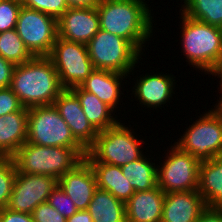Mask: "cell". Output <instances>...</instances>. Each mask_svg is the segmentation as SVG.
<instances>
[{
	"instance_id": "16",
	"label": "cell",
	"mask_w": 222,
	"mask_h": 222,
	"mask_svg": "<svg viewBox=\"0 0 222 222\" xmlns=\"http://www.w3.org/2000/svg\"><path fill=\"white\" fill-rule=\"evenodd\" d=\"M58 186L70 197L78 210L88 209L97 189L95 174L85 159L60 177Z\"/></svg>"
},
{
	"instance_id": "7",
	"label": "cell",
	"mask_w": 222,
	"mask_h": 222,
	"mask_svg": "<svg viewBox=\"0 0 222 222\" xmlns=\"http://www.w3.org/2000/svg\"><path fill=\"white\" fill-rule=\"evenodd\" d=\"M94 69L133 75L142 54L126 39L99 29L86 44ZM140 59V61H139Z\"/></svg>"
},
{
	"instance_id": "22",
	"label": "cell",
	"mask_w": 222,
	"mask_h": 222,
	"mask_svg": "<svg viewBox=\"0 0 222 222\" xmlns=\"http://www.w3.org/2000/svg\"><path fill=\"white\" fill-rule=\"evenodd\" d=\"M95 174L97 188L110 192L115 198L126 203L135 193L122 173L121 167L100 163L98 161H87Z\"/></svg>"
},
{
	"instance_id": "25",
	"label": "cell",
	"mask_w": 222,
	"mask_h": 222,
	"mask_svg": "<svg viewBox=\"0 0 222 222\" xmlns=\"http://www.w3.org/2000/svg\"><path fill=\"white\" fill-rule=\"evenodd\" d=\"M153 158H142L121 167L125 178L130 181L131 187L138 191H148L157 186V166L150 160ZM151 161V162H150Z\"/></svg>"
},
{
	"instance_id": "6",
	"label": "cell",
	"mask_w": 222,
	"mask_h": 222,
	"mask_svg": "<svg viewBox=\"0 0 222 222\" xmlns=\"http://www.w3.org/2000/svg\"><path fill=\"white\" fill-rule=\"evenodd\" d=\"M27 142L45 147H71L83 159L87 153L54 105L28 109Z\"/></svg>"
},
{
	"instance_id": "31",
	"label": "cell",
	"mask_w": 222,
	"mask_h": 222,
	"mask_svg": "<svg viewBox=\"0 0 222 222\" xmlns=\"http://www.w3.org/2000/svg\"><path fill=\"white\" fill-rule=\"evenodd\" d=\"M47 202L66 219L78 211L70 197L59 186L51 192Z\"/></svg>"
},
{
	"instance_id": "26",
	"label": "cell",
	"mask_w": 222,
	"mask_h": 222,
	"mask_svg": "<svg viewBox=\"0 0 222 222\" xmlns=\"http://www.w3.org/2000/svg\"><path fill=\"white\" fill-rule=\"evenodd\" d=\"M179 9L189 18L222 28V0H180Z\"/></svg>"
},
{
	"instance_id": "36",
	"label": "cell",
	"mask_w": 222,
	"mask_h": 222,
	"mask_svg": "<svg viewBox=\"0 0 222 222\" xmlns=\"http://www.w3.org/2000/svg\"><path fill=\"white\" fill-rule=\"evenodd\" d=\"M196 222H222V208L206 207Z\"/></svg>"
},
{
	"instance_id": "21",
	"label": "cell",
	"mask_w": 222,
	"mask_h": 222,
	"mask_svg": "<svg viewBox=\"0 0 222 222\" xmlns=\"http://www.w3.org/2000/svg\"><path fill=\"white\" fill-rule=\"evenodd\" d=\"M197 191L206 207L222 208V156L201 161Z\"/></svg>"
},
{
	"instance_id": "38",
	"label": "cell",
	"mask_w": 222,
	"mask_h": 222,
	"mask_svg": "<svg viewBox=\"0 0 222 222\" xmlns=\"http://www.w3.org/2000/svg\"><path fill=\"white\" fill-rule=\"evenodd\" d=\"M210 75H214L216 78H220L219 85H220V90L218 92H221V96L219 97L218 103L222 100V58L219 59L217 62L214 63V65L211 67V69L206 73Z\"/></svg>"
},
{
	"instance_id": "37",
	"label": "cell",
	"mask_w": 222,
	"mask_h": 222,
	"mask_svg": "<svg viewBox=\"0 0 222 222\" xmlns=\"http://www.w3.org/2000/svg\"><path fill=\"white\" fill-rule=\"evenodd\" d=\"M100 0H66L69 8H94Z\"/></svg>"
},
{
	"instance_id": "17",
	"label": "cell",
	"mask_w": 222,
	"mask_h": 222,
	"mask_svg": "<svg viewBox=\"0 0 222 222\" xmlns=\"http://www.w3.org/2000/svg\"><path fill=\"white\" fill-rule=\"evenodd\" d=\"M206 208L201 194L195 191L165 194L161 222H196Z\"/></svg>"
},
{
	"instance_id": "5",
	"label": "cell",
	"mask_w": 222,
	"mask_h": 222,
	"mask_svg": "<svg viewBox=\"0 0 222 222\" xmlns=\"http://www.w3.org/2000/svg\"><path fill=\"white\" fill-rule=\"evenodd\" d=\"M128 126L120 120L115 126L99 131L84 159L122 167L142 158L145 155L142 143L145 142L138 140L131 125Z\"/></svg>"
},
{
	"instance_id": "30",
	"label": "cell",
	"mask_w": 222,
	"mask_h": 222,
	"mask_svg": "<svg viewBox=\"0 0 222 222\" xmlns=\"http://www.w3.org/2000/svg\"><path fill=\"white\" fill-rule=\"evenodd\" d=\"M21 0H0V33L16 29Z\"/></svg>"
},
{
	"instance_id": "13",
	"label": "cell",
	"mask_w": 222,
	"mask_h": 222,
	"mask_svg": "<svg viewBox=\"0 0 222 222\" xmlns=\"http://www.w3.org/2000/svg\"><path fill=\"white\" fill-rule=\"evenodd\" d=\"M53 105L70 127L74 138L87 150L95 142L98 131L88 121L77 96L70 89H64Z\"/></svg>"
},
{
	"instance_id": "40",
	"label": "cell",
	"mask_w": 222,
	"mask_h": 222,
	"mask_svg": "<svg viewBox=\"0 0 222 222\" xmlns=\"http://www.w3.org/2000/svg\"><path fill=\"white\" fill-rule=\"evenodd\" d=\"M214 108H216L222 114V100L219 103H216Z\"/></svg>"
},
{
	"instance_id": "29",
	"label": "cell",
	"mask_w": 222,
	"mask_h": 222,
	"mask_svg": "<svg viewBox=\"0 0 222 222\" xmlns=\"http://www.w3.org/2000/svg\"><path fill=\"white\" fill-rule=\"evenodd\" d=\"M22 6L51 15L57 20L69 8L66 0H21Z\"/></svg>"
},
{
	"instance_id": "1",
	"label": "cell",
	"mask_w": 222,
	"mask_h": 222,
	"mask_svg": "<svg viewBox=\"0 0 222 222\" xmlns=\"http://www.w3.org/2000/svg\"><path fill=\"white\" fill-rule=\"evenodd\" d=\"M146 3L145 0H100L96 7L100 29L128 40L143 55L154 29L151 7Z\"/></svg>"
},
{
	"instance_id": "39",
	"label": "cell",
	"mask_w": 222,
	"mask_h": 222,
	"mask_svg": "<svg viewBox=\"0 0 222 222\" xmlns=\"http://www.w3.org/2000/svg\"><path fill=\"white\" fill-rule=\"evenodd\" d=\"M67 222H93V220L88 210H78L67 219Z\"/></svg>"
},
{
	"instance_id": "9",
	"label": "cell",
	"mask_w": 222,
	"mask_h": 222,
	"mask_svg": "<svg viewBox=\"0 0 222 222\" xmlns=\"http://www.w3.org/2000/svg\"><path fill=\"white\" fill-rule=\"evenodd\" d=\"M170 149L166 150L165 161L157 166V186L165 194L198 190L201 161L174 144Z\"/></svg>"
},
{
	"instance_id": "4",
	"label": "cell",
	"mask_w": 222,
	"mask_h": 222,
	"mask_svg": "<svg viewBox=\"0 0 222 222\" xmlns=\"http://www.w3.org/2000/svg\"><path fill=\"white\" fill-rule=\"evenodd\" d=\"M11 157L17 172L48 175L57 180L83 160L71 147H45L27 141Z\"/></svg>"
},
{
	"instance_id": "19",
	"label": "cell",
	"mask_w": 222,
	"mask_h": 222,
	"mask_svg": "<svg viewBox=\"0 0 222 222\" xmlns=\"http://www.w3.org/2000/svg\"><path fill=\"white\" fill-rule=\"evenodd\" d=\"M164 197L158 186L135 192L125 203L126 222H161Z\"/></svg>"
},
{
	"instance_id": "33",
	"label": "cell",
	"mask_w": 222,
	"mask_h": 222,
	"mask_svg": "<svg viewBox=\"0 0 222 222\" xmlns=\"http://www.w3.org/2000/svg\"><path fill=\"white\" fill-rule=\"evenodd\" d=\"M23 105L10 88H0V116L20 111Z\"/></svg>"
},
{
	"instance_id": "3",
	"label": "cell",
	"mask_w": 222,
	"mask_h": 222,
	"mask_svg": "<svg viewBox=\"0 0 222 222\" xmlns=\"http://www.w3.org/2000/svg\"><path fill=\"white\" fill-rule=\"evenodd\" d=\"M179 19L181 43L186 62L206 73L222 58V28L189 18L182 12Z\"/></svg>"
},
{
	"instance_id": "14",
	"label": "cell",
	"mask_w": 222,
	"mask_h": 222,
	"mask_svg": "<svg viewBox=\"0 0 222 222\" xmlns=\"http://www.w3.org/2000/svg\"><path fill=\"white\" fill-rule=\"evenodd\" d=\"M57 27L58 37L86 45L100 29L97 8H68Z\"/></svg>"
},
{
	"instance_id": "35",
	"label": "cell",
	"mask_w": 222,
	"mask_h": 222,
	"mask_svg": "<svg viewBox=\"0 0 222 222\" xmlns=\"http://www.w3.org/2000/svg\"><path fill=\"white\" fill-rule=\"evenodd\" d=\"M15 65L0 55V88H9Z\"/></svg>"
},
{
	"instance_id": "32",
	"label": "cell",
	"mask_w": 222,
	"mask_h": 222,
	"mask_svg": "<svg viewBox=\"0 0 222 222\" xmlns=\"http://www.w3.org/2000/svg\"><path fill=\"white\" fill-rule=\"evenodd\" d=\"M32 217L34 222H67V219L48 202L38 205L33 210Z\"/></svg>"
},
{
	"instance_id": "15",
	"label": "cell",
	"mask_w": 222,
	"mask_h": 222,
	"mask_svg": "<svg viewBox=\"0 0 222 222\" xmlns=\"http://www.w3.org/2000/svg\"><path fill=\"white\" fill-rule=\"evenodd\" d=\"M151 74V75H150ZM146 73L145 76L142 74L137 76L135 86L132 88V93L135 99L139 101L141 107L160 108L170 100L175 94V85L177 84L173 75L160 73ZM153 74V75H152ZM142 76V77H141ZM140 78V79H138Z\"/></svg>"
},
{
	"instance_id": "24",
	"label": "cell",
	"mask_w": 222,
	"mask_h": 222,
	"mask_svg": "<svg viewBox=\"0 0 222 222\" xmlns=\"http://www.w3.org/2000/svg\"><path fill=\"white\" fill-rule=\"evenodd\" d=\"M93 222H126L125 203L97 188L88 205Z\"/></svg>"
},
{
	"instance_id": "20",
	"label": "cell",
	"mask_w": 222,
	"mask_h": 222,
	"mask_svg": "<svg viewBox=\"0 0 222 222\" xmlns=\"http://www.w3.org/2000/svg\"><path fill=\"white\" fill-rule=\"evenodd\" d=\"M28 108L0 116V156L11 157L27 141Z\"/></svg>"
},
{
	"instance_id": "11",
	"label": "cell",
	"mask_w": 222,
	"mask_h": 222,
	"mask_svg": "<svg viewBox=\"0 0 222 222\" xmlns=\"http://www.w3.org/2000/svg\"><path fill=\"white\" fill-rule=\"evenodd\" d=\"M16 31L33 56H49L58 36L57 19L22 6Z\"/></svg>"
},
{
	"instance_id": "23",
	"label": "cell",
	"mask_w": 222,
	"mask_h": 222,
	"mask_svg": "<svg viewBox=\"0 0 222 222\" xmlns=\"http://www.w3.org/2000/svg\"><path fill=\"white\" fill-rule=\"evenodd\" d=\"M70 90L77 96L88 121L98 132L113 127L119 122L120 119L117 118L115 112L95 94L83 90L80 86H75Z\"/></svg>"
},
{
	"instance_id": "34",
	"label": "cell",
	"mask_w": 222,
	"mask_h": 222,
	"mask_svg": "<svg viewBox=\"0 0 222 222\" xmlns=\"http://www.w3.org/2000/svg\"><path fill=\"white\" fill-rule=\"evenodd\" d=\"M0 222H34L32 214L17 212L7 207L0 209Z\"/></svg>"
},
{
	"instance_id": "8",
	"label": "cell",
	"mask_w": 222,
	"mask_h": 222,
	"mask_svg": "<svg viewBox=\"0 0 222 222\" xmlns=\"http://www.w3.org/2000/svg\"><path fill=\"white\" fill-rule=\"evenodd\" d=\"M204 113L174 142L181 151L199 161L222 156V114L216 108Z\"/></svg>"
},
{
	"instance_id": "12",
	"label": "cell",
	"mask_w": 222,
	"mask_h": 222,
	"mask_svg": "<svg viewBox=\"0 0 222 222\" xmlns=\"http://www.w3.org/2000/svg\"><path fill=\"white\" fill-rule=\"evenodd\" d=\"M57 186L55 177L17 172L7 208L32 214L38 205L47 202Z\"/></svg>"
},
{
	"instance_id": "27",
	"label": "cell",
	"mask_w": 222,
	"mask_h": 222,
	"mask_svg": "<svg viewBox=\"0 0 222 222\" xmlns=\"http://www.w3.org/2000/svg\"><path fill=\"white\" fill-rule=\"evenodd\" d=\"M0 55L14 65H20L34 57L25 47L16 29L0 33Z\"/></svg>"
},
{
	"instance_id": "10",
	"label": "cell",
	"mask_w": 222,
	"mask_h": 222,
	"mask_svg": "<svg viewBox=\"0 0 222 222\" xmlns=\"http://www.w3.org/2000/svg\"><path fill=\"white\" fill-rule=\"evenodd\" d=\"M48 57L53 61L64 89L79 86L94 70L85 44L58 36Z\"/></svg>"
},
{
	"instance_id": "18",
	"label": "cell",
	"mask_w": 222,
	"mask_h": 222,
	"mask_svg": "<svg viewBox=\"0 0 222 222\" xmlns=\"http://www.w3.org/2000/svg\"><path fill=\"white\" fill-rule=\"evenodd\" d=\"M127 77L130 76L108 70L94 69L79 86L83 90L95 94L101 101L116 112V109L119 108L117 105L120 100L122 101L121 95H124L121 91L123 88L122 81H125Z\"/></svg>"
},
{
	"instance_id": "28",
	"label": "cell",
	"mask_w": 222,
	"mask_h": 222,
	"mask_svg": "<svg viewBox=\"0 0 222 222\" xmlns=\"http://www.w3.org/2000/svg\"><path fill=\"white\" fill-rule=\"evenodd\" d=\"M17 170L12 157L0 156V209L7 207Z\"/></svg>"
},
{
	"instance_id": "2",
	"label": "cell",
	"mask_w": 222,
	"mask_h": 222,
	"mask_svg": "<svg viewBox=\"0 0 222 222\" xmlns=\"http://www.w3.org/2000/svg\"><path fill=\"white\" fill-rule=\"evenodd\" d=\"M24 108L53 105L64 90L53 61L48 56H34L15 65L9 87Z\"/></svg>"
}]
</instances>
